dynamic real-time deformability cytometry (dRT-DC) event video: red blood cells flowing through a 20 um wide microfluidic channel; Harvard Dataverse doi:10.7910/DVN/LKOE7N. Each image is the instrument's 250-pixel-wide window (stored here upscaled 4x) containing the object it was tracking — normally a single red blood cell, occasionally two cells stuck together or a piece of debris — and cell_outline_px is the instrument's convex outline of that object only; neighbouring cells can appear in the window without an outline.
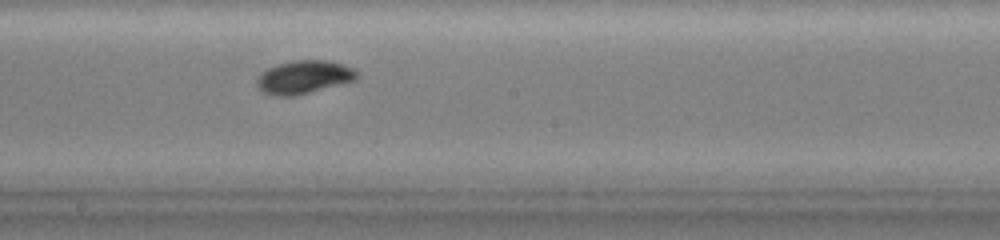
{"species": "common noctule bat (a hibernating species)", "species_latin": "Nyctalus noctula", "temperature_condition": "warm", "stored_images_in_passage": 12, "camera_frame_rate_fps": 3000, "um_per_image_px": 0.085, "animal": {"sex": "female", "body_mass_g": 19.0, "forearm_length_mm": 51.5}, "frame": {"image": 1, "passage_image": 12, "time_ms": 6.333, "image_size_px": [1000, 240], "cell_outline_px": [[356, 76], [352, 80], [288, 96], [276, 96], [264, 92], [256, 84], [256, 80], [260, 72], [276, 64], [292, 60], [328, 60], [344, 64], [356, 68]], "centroid_in_image_um": [25.76, 6.5], "position_along_channel_um": 222.4, "area_um2": 18.79}}